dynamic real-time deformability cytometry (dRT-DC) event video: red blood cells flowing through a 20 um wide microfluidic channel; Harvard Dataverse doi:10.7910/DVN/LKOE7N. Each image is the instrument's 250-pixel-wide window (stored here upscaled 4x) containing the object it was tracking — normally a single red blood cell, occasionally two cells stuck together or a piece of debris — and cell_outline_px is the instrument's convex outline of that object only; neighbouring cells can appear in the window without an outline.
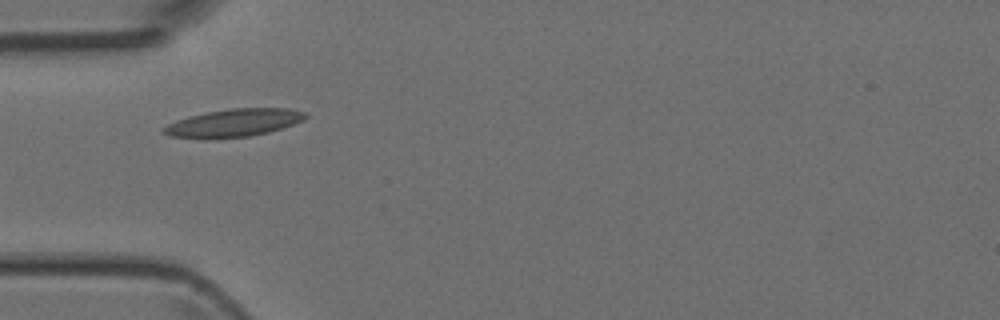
{"species": "Egyptian fruit bat (a non-hibernating species)", "species_latin": "Rousettus aegyptiacus", "temperature_condition": "room temperature", "stored_images_in_passage": 5, "camera_frame_rate_fps": 3000, "um_per_image_px": 0.085, "animal": {"sex": "female"}, "frame": {"image": 1, "passage_image": 1, "time_ms": 0.0, "image_size_px": [1000, 320], "cell_outline_px": [[308, 116], [304, 120], [268, 132], [248, 136], [212, 140], [168, 136], [160, 132], [160, 128], [176, 120], [188, 116], [208, 112], [232, 108], [288, 108], [308, 112]], "centroid_in_image_um": [19.81, 10.46], "position_along_channel_um": 65.2, "area_um2": 23.35}}
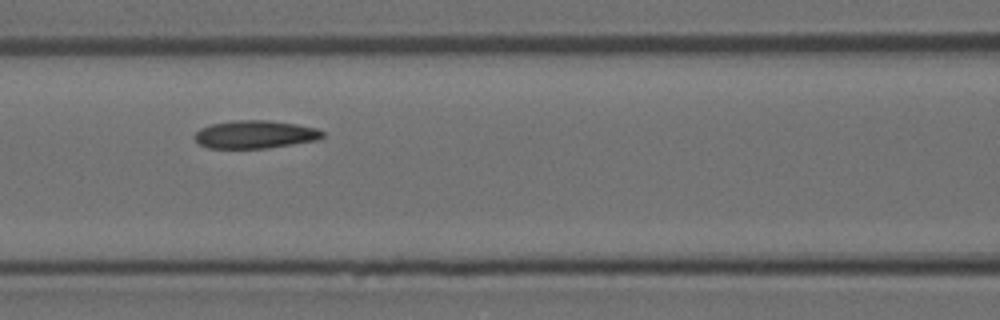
{"frame": {"image": 2, "passage_image": 3, "time_ms": 2.0, "image_size_px": [1000, 320], "cell_outline_px": [[324, 136], [316, 140], [268, 148], [208, 148], [200, 144], [192, 136], [200, 128], [212, 124], [236, 120], [268, 120], [296, 124], [316, 128], [324, 132]], "centroid_in_image_um": [21.66, 11.42], "position_along_channel_um": 144.9, "area_um2": 20.75}}
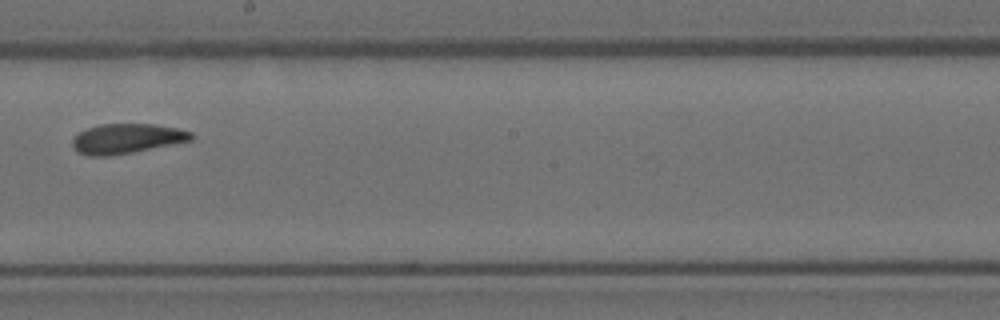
{"frame": {"image": 3, "passage_image": 5, "time_ms": 4.333, "image_size_px": [1000, 320], "cell_outline_px": [[196, 136], [192, 140], [132, 152], [108, 156], [88, 156], [76, 152], [72, 148], [72, 140], [80, 132], [88, 128], [100, 124], [156, 124], [176, 128], [192, 132]], "centroid_in_image_um": [10.76, 11.78], "position_along_channel_um": 237.4, "area_um2": 20.63}}